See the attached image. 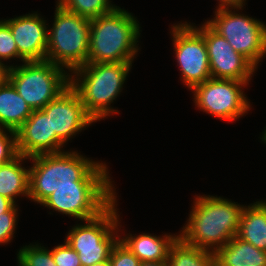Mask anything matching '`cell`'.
Returning <instances> with one entry per match:
<instances>
[{
	"label": "cell",
	"mask_w": 266,
	"mask_h": 266,
	"mask_svg": "<svg viewBox=\"0 0 266 266\" xmlns=\"http://www.w3.org/2000/svg\"><path fill=\"white\" fill-rule=\"evenodd\" d=\"M109 261L111 266H140L141 263L120 240L112 248Z\"/></svg>",
	"instance_id": "cell-25"
},
{
	"label": "cell",
	"mask_w": 266,
	"mask_h": 266,
	"mask_svg": "<svg viewBox=\"0 0 266 266\" xmlns=\"http://www.w3.org/2000/svg\"><path fill=\"white\" fill-rule=\"evenodd\" d=\"M91 266H111V264H110V261L109 260H106L104 262H98V263L93 264Z\"/></svg>",
	"instance_id": "cell-33"
},
{
	"label": "cell",
	"mask_w": 266,
	"mask_h": 266,
	"mask_svg": "<svg viewBox=\"0 0 266 266\" xmlns=\"http://www.w3.org/2000/svg\"><path fill=\"white\" fill-rule=\"evenodd\" d=\"M10 66H7L0 62V85L7 80L8 70Z\"/></svg>",
	"instance_id": "cell-31"
},
{
	"label": "cell",
	"mask_w": 266,
	"mask_h": 266,
	"mask_svg": "<svg viewBox=\"0 0 266 266\" xmlns=\"http://www.w3.org/2000/svg\"><path fill=\"white\" fill-rule=\"evenodd\" d=\"M109 0H58L65 10L87 19H94L115 9Z\"/></svg>",
	"instance_id": "cell-22"
},
{
	"label": "cell",
	"mask_w": 266,
	"mask_h": 266,
	"mask_svg": "<svg viewBox=\"0 0 266 266\" xmlns=\"http://www.w3.org/2000/svg\"><path fill=\"white\" fill-rule=\"evenodd\" d=\"M139 23L119 6L90 20L87 63L132 62L138 52Z\"/></svg>",
	"instance_id": "cell-3"
},
{
	"label": "cell",
	"mask_w": 266,
	"mask_h": 266,
	"mask_svg": "<svg viewBox=\"0 0 266 266\" xmlns=\"http://www.w3.org/2000/svg\"><path fill=\"white\" fill-rule=\"evenodd\" d=\"M3 21L10 27L18 54L25 61L46 60L48 29L39 14L29 13Z\"/></svg>",
	"instance_id": "cell-15"
},
{
	"label": "cell",
	"mask_w": 266,
	"mask_h": 266,
	"mask_svg": "<svg viewBox=\"0 0 266 266\" xmlns=\"http://www.w3.org/2000/svg\"><path fill=\"white\" fill-rule=\"evenodd\" d=\"M179 236L164 235L163 237L141 234L119 239L127 248L138 257L141 262L167 261L170 246Z\"/></svg>",
	"instance_id": "cell-18"
},
{
	"label": "cell",
	"mask_w": 266,
	"mask_h": 266,
	"mask_svg": "<svg viewBox=\"0 0 266 266\" xmlns=\"http://www.w3.org/2000/svg\"><path fill=\"white\" fill-rule=\"evenodd\" d=\"M115 201L98 216L85 220L86 224L72 227L66 236L65 241L77 252L82 266L109 260L112 248L120 239Z\"/></svg>",
	"instance_id": "cell-7"
},
{
	"label": "cell",
	"mask_w": 266,
	"mask_h": 266,
	"mask_svg": "<svg viewBox=\"0 0 266 266\" xmlns=\"http://www.w3.org/2000/svg\"><path fill=\"white\" fill-rule=\"evenodd\" d=\"M29 198L42 203L56 189L75 182H112L105 163L94 162L77 152L40 154L29 157Z\"/></svg>",
	"instance_id": "cell-1"
},
{
	"label": "cell",
	"mask_w": 266,
	"mask_h": 266,
	"mask_svg": "<svg viewBox=\"0 0 266 266\" xmlns=\"http://www.w3.org/2000/svg\"><path fill=\"white\" fill-rule=\"evenodd\" d=\"M242 7L217 8L215 18L207 23L257 68L261 58L266 55V25L231 10Z\"/></svg>",
	"instance_id": "cell-8"
},
{
	"label": "cell",
	"mask_w": 266,
	"mask_h": 266,
	"mask_svg": "<svg viewBox=\"0 0 266 266\" xmlns=\"http://www.w3.org/2000/svg\"><path fill=\"white\" fill-rule=\"evenodd\" d=\"M18 266H55L52 250L36 245L22 247L18 254Z\"/></svg>",
	"instance_id": "cell-23"
},
{
	"label": "cell",
	"mask_w": 266,
	"mask_h": 266,
	"mask_svg": "<svg viewBox=\"0 0 266 266\" xmlns=\"http://www.w3.org/2000/svg\"><path fill=\"white\" fill-rule=\"evenodd\" d=\"M237 237L266 251V202L245 206L241 213Z\"/></svg>",
	"instance_id": "cell-19"
},
{
	"label": "cell",
	"mask_w": 266,
	"mask_h": 266,
	"mask_svg": "<svg viewBox=\"0 0 266 266\" xmlns=\"http://www.w3.org/2000/svg\"><path fill=\"white\" fill-rule=\"evenodd\" d=\"M178 236L188 245L215 252L237 236L244 205L215 196H198Z\"/></svg>",
	"instance_id": "cell-2"
},
{
	"label": "cell",
	"mask_w": 266,
	"mask_h": 266,
	"mask_svg": "<svg viewBox=\"0 0 266 266\" xmlns=\"http://www.w3.org/2000/svg\"><path fill=\"white\" fill-rule=\"evenodd\" d=\"M14 205L15 203L12 200L0 195V214L8 212Z\"/></svg>",
	"instance_id": "cell-30"
},
{
	"label": "cell",
	"mask_w": 266,
	"mask_h": 266,
	"mask_svg": "<svg viewBox=\"0 0 266 266\" xmlns=\"http://www.w3.org/2000/svg\"><path fill=\"white\" fill-rule=\"evenodd\" d=\"M262 141L263 142H265V144H266V130H264V132H263V135H262Z\"/></svg>",
	"instance_id": "cell-34"
},
{
	"label": "cell",
	"mask_w": 266,
	"mask_h": 266,
	"mask_svg": "<svg viewBox=\"0 0 266 266\" xmlns=\"http://www.w3.org/2000/svg\"><path fill=\"white\" fill-rule=\"evenodd\" d=\"M17 152L26 157L40 154L60 153L65 143L51 134L50 118L40 109L33 110L16 131Z\"/></svg>",
	"instance_id": "cell-14"
},
{
	"label": "cell",
	"mask_w": 266,
	"mask_h": 266,
	"mask_svg": "<svg viewBox=\"0 0 266 266\" xmlns=\"http://www.w3.org/2000/svg\"><path fill=\"white\" fill-rule=\"evenodd\" d=\"M11 58H19L25 61L19 54L10 27L0 20V62Z\"/></svg>",
	"instance_id": "cell-24"
},
{
	"label": "cell",
	"mask_w": 266,
	"mask_h": 266,
	"mask_svg": "<svg viewBox=\"0 0 266 266\" xmlns=\"http://www.w3.org/2000/svg\"><path fill=\"white\" fill-rule=\"evenodd\" d=\"M246 84L244 81L211 77L191 90L198 109L229 122L239 119L250 109V102L241 89Z\"/></svg>",
	"instance_id": "cell-10"
},
{
	"label": "cell",
	"mask_w": 266,
	"mask_h": 266,
	"mask_svg": "<svg viewBox=\"0 0 266 266\" xmlns=\"http://www.w3.org/2000/svg\"><path fill=\"white\" fill-rule=\"evenodd\" d=\"M18 209L16 204L5 213L0 214V244L8 243L12 240L17 222Z\"/></svg>",
	"instance_id": "cell-28"
},
{
	"label": "cell",
	"mask_w": 266,
	"mask_h": 266,
	"mask_svg": "<svg viewBox=\"0 0 266 266\" xmlns=\"http://www.w3.org/2000/svg\"><path fill=\"white\" fill-rule=\"evenodd\" d=\"M140 266H169L168 261H148L141 262Z\"/></svg>",
	"instance_id": "cell-32"
},
{
	"label": "cell",
	"mask_w": 266,
	"mask_h": 266,
	"mask_svg": "<svg viewBox=\"0 0 266 266\" xmlns=\"http://www.w3.org/2000/svg\"><path fill=\"white\" fill-rule=\"evenodd\" d=\"M215 266H266V251L234 236L214 252Z\"/></svg>",
	"instance_id": "cell-16"
},
{
	"label": "cell",
	"mask_w": 266,
	"mask_h": 266,
	"mask_svg": "<svg viewBox=\"0 0 266 266\" xmlns=\"http://www.w3.org/2000/svg\"><path fill=\"white\" fill-rule=\"evenodd\" d=\"M41 110L50 118L51 134H56L64 143L95 122L71 86Z\"/></svg>",
	"instance_id": "cell-13"
},
{
	"label": "cell",
	"mask_w": 266,
	"mask_h": 266,
	"mask_svg": "<svg viewBox=\"0 0 266 266\" xmlns=\"http://www.w3.org/2000/svg\"><path fill=\"white\" fill-rule=\"evenodd\" d=\"M48 32L46 60L72 72L87 63L90 19L69 12L58 3Z\"/></svg>",
	"instance_id": "cell-5"
},
{
	"label": "cell",
	"mask_w": 266,
	"mask_h": 266,
	"mask_svg": "<svg viewBox=\"0 0 266 266\" xmlns=\"http://www.w3.org/2000/svg\"><path fill=\"white\" fill-rule=\"evenodd\" d=\"M32 112L8 80L0 85V129L16 132Z\"/></svg>",
	"instance_id": "cell-17"
},
{
	"label": "cell",
	"mask_w": 266,
	"mask_h": 266,
	"mask_svg": "<svg viewBox=\"0 0 266 266\" xmlns=\"http://www.w3.org/2000/svg\"><path fill=\"white\" fill-rule=\"evenodd\" d=\"M112 182H75L56 189L41 204L85 221L98 216L115 199Z\"/></svg>",
	"instance_id": "cell-9"
},
{
	"label": "cell",
	"mask_w": 266,
	"mask_h": 266,
	"mask_svg": "<svg viewBox=\"0 0 266 266\" xmlns=\"http://www.w3.org/2000/svg\"><path fill=\"white\" fill-rule=\"evenodd\" d=\"M23 63L10 66L7 80L32 110L42 109L70 86V75L61 66L48 60Z\"/></svg>",
	"instance_id": "cell-6"
},
{
	"label": "cell",
	"mask_w": 266,
	"mask_h": 266,
	"mask_svg": "<svg viewBox=\"0 0 266 266\" xmlns=\"http://www.w3.org/2000/svg\"><path fill=\"white\" fill-rule=\"evenodd\" d=\"M169 266H215L214 253L186 244L180 237L170 246Z\"/></svg>",
	"instance_id": "cell-21"
},
{
	"label": "cell",
	"mask_w": 266,
	"mask_h": 266,
	"mask_svg": "<svg viewBox=\"0 0 266 266\" xmlns=\"http://www.w3.org/2000/svg\"><path fill=\"white\" fill-rule=\"evenodd\" d=\"M245 0H219V7L218 8H236L244 6ZM244 3V4H243Z\"/></svg>",
	"instance_id": "cell-29"
},
{
	"label": "cell",
	"mask_w": 266,
	"mask_h": 266,
	"mask_svg": "<svg viewBox=\"0 0 266 266\" xmlns=\"http://www.w3.org/2000/svg\"><path fill=\"white\" fill-rule=\"evenodd\" d=\"M52 249V256L57 266H82L77 252L66 242Z\"/></svg>",
	"instance_id": "cell-27"
},
{
	"label": "cell",
	"mask_w": 266,
	"mask_h": 266,
	"mask_svg": "<svg viewBox=\"0 0 266 266\" xmlns=\"http://www.w3.org/2000/svg\"><path fill=\"white\" fill-rule=\"evenodd\" d=\"M0 129V165L6 164L14 159L17 155L16 132L12 130Z\"/></svg>",
	"instance_id": "cell-26"
},
{
	"label": "cell",
	"mask_w": 266,
	"mask_h": 266,
	"mask_svg": "<svg viewBox=\"0 0 266 266\" xmlns=\"http://www.w3.org/2000/svg\"><path fill=\"white\" fill-rule=\"evenodd\" d=\"M197 29L204 36L211 77L248 83L257 68L246 57L236 52L207 22Z\"/></svg>",
	"instance_id": "cell-12"
},
{
	"label": "cell",
	"mask_w": 266,
	"mask_h": 266,
	"mask_svg": "<svg viewBox=\"0 0 266 266\" xmlns=\"http://www.w3.org/2000/svg\"><path fill=\"white\" fill-rule=\"evenodd\" d=\"M173 45L182 81L192 89L211 78L203 34L187 22L172 27Z\"/></svg>",
	"instance_id": "cell-11"
},
{
	"label": "cell",
	"mask_w": 266,
	"mask_h": 266,
	"mask_svg": "<svg viewBox=\"0 0 266 266\" xmlns=\"http://www.w3.org/2000/svg\"><path fill=\"white\" fill-rule=\"evenodd\" d=\"M25 159L29 157L18 154L10 162L0 165V195L14 203L19 195L29 197V169L21 165Z\"/></svg>",
	"instance_id": "cell-20"
},
{
	"label": "cell",
	"mask_w": 266,
	"mask_h": 266,
	"mask_svg": "<svg viewBox=\"0 0 266 266\" xmlns=\"http://www.w3.org/2000/svg\"><path fill=\"white\" fill-rule=\"evenodd\" d=\"M131 67L132 62L86 63L72 71L70 86L95 122L110 113H118L110 104L122 91Z\"/></svg>",
	"instance_id": "cell-4"
}]
</instances>
